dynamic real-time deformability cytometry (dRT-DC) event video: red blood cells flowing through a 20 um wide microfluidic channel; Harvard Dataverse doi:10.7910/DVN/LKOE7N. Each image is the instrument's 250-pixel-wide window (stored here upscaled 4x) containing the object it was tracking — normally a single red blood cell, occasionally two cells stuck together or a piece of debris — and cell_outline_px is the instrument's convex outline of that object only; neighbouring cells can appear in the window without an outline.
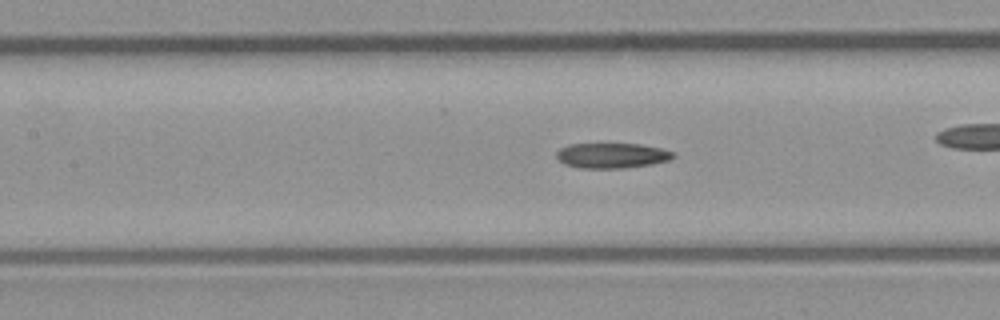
{"species": "common noctule bat (a hibernating species)", "species_latin": "Nyctalus noctula", "temperature_condition": "room temperature", "stored_images_in_passage": 52, "camera_frame_rate_fps": 3000, "um_per_image_px": 0.085, "animal": {"sex": "male", "body_mass_g": 23.1, "forearm_length_mm": 52.7}, "frame": {"image": 1, "passage_image": 23, "time_ms": 7.333, "image_size_px": [1000, 320], "cell_outline_px": [[676, 156], [668, 160], [652, 164], [624, 168], [580, 168], [564, 164], [556, 156], [556, 152], [560, 148], [568, 144], [640, 144], [660, 148], [676, 152]], "centroid_in_image_um": [52.02, 13.22], "position_along_channel_um": 155.4, "area_um2": 17.17}, "authors_computed_cell_mechanics": {"area_um2": 17.918, "velocity_mm_per_s": 4.0343, "shape_relaxation_time_tau1_ms": null, "shape_relaxation_time_tau2_ms": 7.786, "deformation_change_tau1": null, "deformation_change_tau2": 0.1831}}